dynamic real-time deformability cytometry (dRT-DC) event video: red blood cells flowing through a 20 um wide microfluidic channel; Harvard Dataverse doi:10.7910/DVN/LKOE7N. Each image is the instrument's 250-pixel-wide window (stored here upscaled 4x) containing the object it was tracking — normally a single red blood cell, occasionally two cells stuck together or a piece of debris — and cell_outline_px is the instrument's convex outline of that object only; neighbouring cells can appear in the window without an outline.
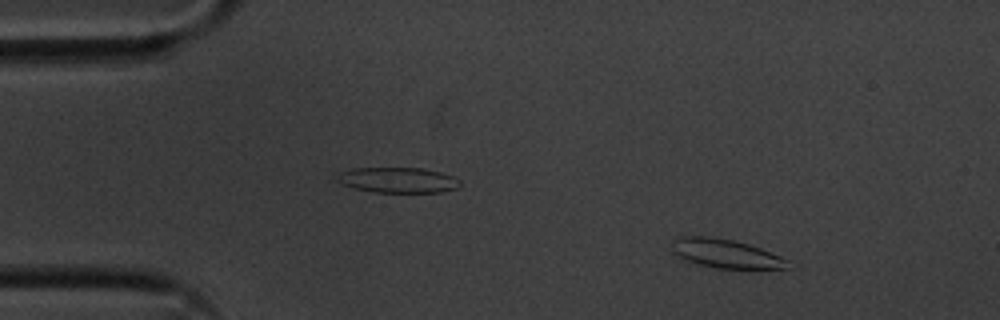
{"species": "common noctule bat (a hibernating species)", "species_latin": "Nyctalus noctula", "temperature_condition": "cold", "stored_images_in_passage": 55, "camera_frame_rate_fps": 3000, "um_per_image_px": 0.085, "animal": {"sex": "male", "body_mass_g": 20.1, "forearm_length_mm": 53.5}, "frame": {"image": 1, "passage_image": 7, "time_ms": 2.0, "image_size_px": [1000, 320], "cell_outline_px": [[792, 260], [788, 268], [716, 268], [696, 264], [672, 252], [672, 240], [680, 236], [712, 236], [732, 240], [748, 244], [760, 248]], "centroid_in_image_um": [61.7, 21.54], "position_along_channel_um": 23.3, "area_um2": 19.48}}
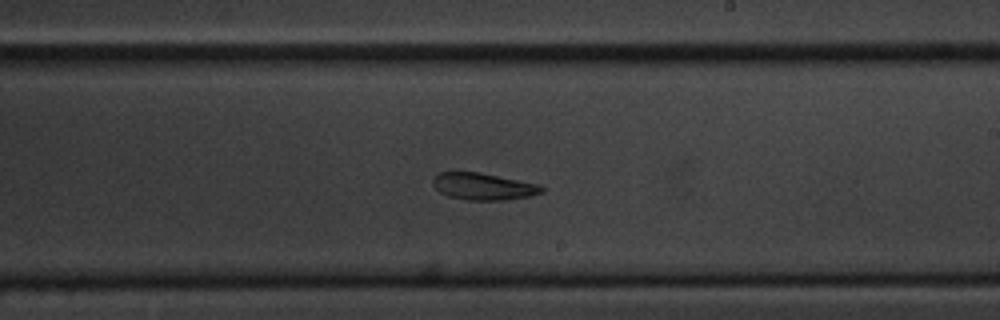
{"frame": {"image": 2, "passage_image": 32, "time_ms": 10.333, "image_size_px": [1000, 320], "cell_outline_px": [[544, 192], [528, 196], [504, 200], [468, 200], [448, 196], [440, 192], [432, 184], [432, 176], [436, 172], [480, 172], [536, 184], [544, 188]], "centroid_in_image_um": [41.01, 15.84], "position_along_channel_um": 248.0, "area_um2": 16.99}}
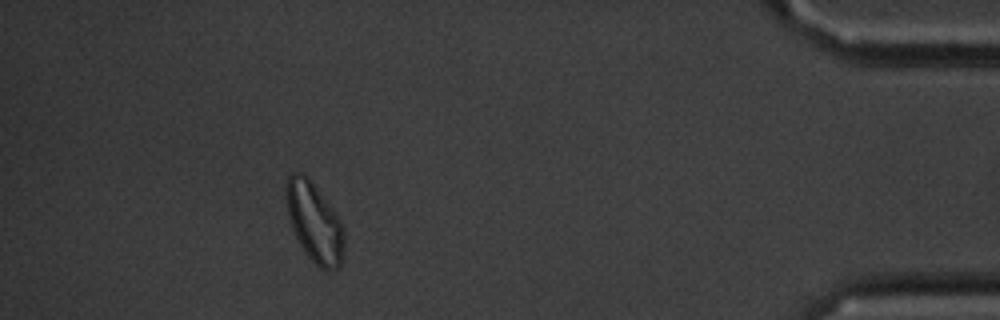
{"frame": {"image": 3, "passage_image": 50, "time_ms": 16.333, "image_size_px": [1000, 320], "cell_outline_px": [[344, 256], [340, 264], [336, 268], [328, 272], [320, 268], [308, 256], [300, 244], [292, 228], [288, 212], [284, 192], [284, 184], [288, 176], [292, 172], [300, 172], [308, 176], [332, 208], [340, 220], [344, 228]], "centroid_in_image_um": [26.72, 18.88], "position_along_channel_um": 408.5, "area_um2": 27.05}}